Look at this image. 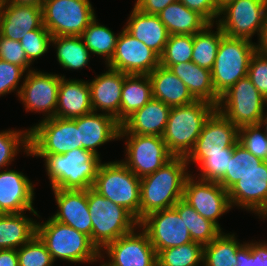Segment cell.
Segmentation results:
<instances>
[{
    "mask_svg": "<svg viewBox=\"0 0 267 266\" xmlns=\"http://www.w3.org/2000/svg\"><path fill=\"white\" fill-rule=\"evenodd\" d=\"M185 157H173L152 174L140 178V221L150 213L173 207L183 198L188 173Z\"/></svg>",
    "mask_w": 267,
    "mask_h": 266,
    "instance_id": "1",
    "label": "cell"
},
{
    "mask_svg": "<svg viewBox=\"0 0 267 266\" xmlns=\"http://www.w3.org/2000/svg\"><path fill=\"white\" fill-rule=\"evenodd\" d=\"M45 158L44 165L51 188L87 190L93 188L99 166L100 156L77 148L64 154L31 155Z\"/></svg>",
    "mask_w": 267,
    "mask_h": 266,
    "instance_id": "2",
    "label": "cell"
},
{
    "mask_svg": "<svg viewBox=\"0 0 267 266\" xmlns=\"http://www.w3.org/2000/svg\"><path fill=\"white\" fill-rule=\"evenodd\" d=\"M36 234L44 242L53 261L62 259L71 263H93L104 259L89 236L62 224L52 217L36 223Z\"/></svg>",
    "mask_w": 267,
    "mask_h": 266,
    "instance_id": "3",
    "label": "cell"
},
{
    "mask_svg": "<svg viewBox=\"0 0 267 266\" xmlns=\"http://www.w3.org/2000/svg\"><path fill=\"white\" fill-rule=\"evenodd\" d=\"M216 106L204 100L171 107L163 140L174 157H187Z\"/></svg>",
    "mask_w": 267,
    "mask_h": 266,
    "instance_id": "4",
    "label": "cell"
},
{
    "mask_svg": "<svg viewBox=\"0 0 267 266\" xmlns=\"http://www.w3.org/2000/svg\"><path fill=\"white\" fill-rule=\"evenodd\" d=\"M87 202L92 221V243L101 251L119 237L137 230L139 222L124 207L87 189Z\"/></svg>",
    "mask_w": 267,
    "mask_h": 266,
    "instance_id": "5",
    "label": "cell"
},
{
    "mask_svg": "<svg viewBox=\"0 0 267 266\" xmlns=\"http://www.w3.org/2000/svg\"><path fill=\"white\" fill-rule=\"evenodd\" d=\"M93 189L124 207L140 222V178L121 161L101 163Z\"/></svg>",
    "mask_w": 267,
    "mask_h": 266,
    "instance_id": "6",
    "label": "cell"
},
{
    "mask_svg": "<svg viewBox=\"0 0 267 266\" xmlns=\"http://www.w3.org/2000/svg\"><path fill=\"white\" fill-rule=\"evenodd\" d=\"M255 52L256 44L250 40L226 35L221 38L211 70L213 86L219 97L239 79L247 76Z\"/></svg>",
    "mask_w": 267,
    "mask_h": 266,
    "instance_id": "7",
    "label": "cell"
},
{
    "mask_svg": "<svg viewBox=\"0 0 267 266\" xmlns=\"http://www.w3.org/2000/svg\"><path fill=\"white\" fill-rule=\"evenodd\" d=\"M267 100L246 76L224 92L216 109L238 128L257 125L266 117Z\"/></svg>",
    "mask_w": 267,
    "mask_h": 266,
    "instance_id": "8",
    "label": "cell"
},
{
    "mask_svg": "<svg viewBox=\"0 0 267 266\" xmlns=\"http://www.w3.org/2000/svg\"><path fill=\"white\" fill-rule=\"evenodd\" d=\"M90 0H44L43 25L54 36H81L96 18Z\"/></svg>",
    "mask_w": 267,
    "mask_h": 266,
    "instance_id": "9",
    "label": "cell"
},
{
    "mask_svg": "<svg viewBox=\"0 0 267 266\" xmlns=\"http://www.w3.org/2000/svg\"><path fill=\"white\" fill-rule=\"evenodd\" d=\"M77 148H81V142L73 119L53 117L29 128L27 155L64 154Z\"/></svg>",
    "mask_w": 267,
    "mask_h": 266,
    "instance_id": "10",
    "label": "cell"
},
{
    "mask_svg": "<svg viewBox=\"0 0 267 266\" xmlns=\"http://www.w3.org/2000/svg\"><path fill=\"white\" fill-rule=\"evenodd\" d=\"M266 14L267 0H230L220 7L215 24L226 36L251 41L255 33L260 36Z\"/></svg>",
    "mask_w": 267,
    "mask_h": 266,
    "instance_id": "11",
    "label": "cell"
},
{
    "mask_svg": "<svg viewBox=\"0 0 267 266\" xmlns=\"http://www.w3.org/2000/svg\"><path fill=\"white\" fill-rule=\"evenodd\" d=\"M239 139V128L215 109L206 119L194 148L186 157L188 164L198 165L209 154L233 153Z\"/></svg>",
    "mask_w": 267,
    "mask_h": 266,
    "instance_id": "12",
    "label": "cell"
},
{
    "mask_svg": "<svg viewBox=\"0 0 267 266\" xmlns=\"http://www.w3.org/2000/svg\"><path fill=\"white\" fill-rule=\"evenodd\" d=\"M124 136L126 159L121 162L139 178L152 174L174 157L162 136L119 134V139Z\"/></svg>",
    "mask_w": 267,
    "mask_h": 266,
    "instance_id": "13",
    "label": "cell"
},
{
    "mask_svg": "<svg viewBox=\"0 0 267 266\" xmlns=\"http://www.w3.org/2000/svg\"><path fill=\"white\" fill-rule=\"evenodd\" d=\"M138 228L147 233L156 254L193 241L184 219L174 207L150 213L139 222Z\"/></svg>",
    "mask_w": 267,
    "mask_h": 266,
    "instance_id": "14",
    "label": "cell"
},
{
    "mask_svg": "<svg viewBox=\"0 0 267 266\" xmlns=\"http://www.w3.org/2000/svg\"><path fill=\"white\" fill-rule=\"evenodd\" d=\"M189 175L186 178L183 200L194 208L205 219L215 223L220 229L218 218L227 213L232 207L228 191L218 182L203 179H194Z\"/></svg>",
    "mask_w": 267,
    "mask_h": 266,
    "instance_id": "15",
    "label": "cell"
},
{
    "mask_svg": "<svg viewBox=\"0 0 267 266\" xmlns=\"http://www.w3.org/2000/svg\"><path fill=\"white\" fill-rule=\"evenodd\" d=\"M21 84L19 98L26 111L43 112L42 120L55 117L61 75L30 70Z\"/></svg>",
    "mask_w": 267,
    "mask_h": 266,
    "instance_id": "16",
    "label": "cell"
},
{
    "mask_svg": "<svg viewBox=\"0 0 267 266\" xmlns=\"http://www.w3.org/2000/svg\"><path fill=\"white\" fill-rule=\"evenodd\" d=\"M106 65L126 74L148 75L160 65V56L123 28L114 54Z\"/></svg>",
    "mask_w": 267,
    "mask_h": 266,
    "instance_id": "17",
    "label": "cell"
},
{
    "mask_svg": "<svg viewBox=\"0 0 267 266\" xmlns=\"http://www.w3.org/2000/svg\"><path fill=\"white\" fill-rule=\"evenodd\" d=\"M135 230L107 244L105 252L115 266H157V254L147 233Z\"/></svg>",
    "mask_w": 267,
    "mask_h": 266,
    "instance_id": "18",
    "label": "cell"
},
{
    "mask_svg": "<svg viewBox=\"0 0 267 266\" xmlns=\"http://www.w3.org/2000/svg\"><path fill=\"white\" fill-rule=\"evenodd\" d=\"M231 207L252 211L263 219L267 213V161L244 175L228 190Z\"/></svg>",
    "mask_w": 267,
    "mask_h": 266,
    "instance_id": "19",
    "label": "cell"
},
{
    "mask_svg": "<svg viewBox=\"0 0 267 266\" xmlns=\"http://www.w3.org/2000/svg\"><path fill=\"white\" fill-rule=\"evenodd\" d=\"M52 191L59 209L51 217L89 236L92 242V221L87 190L56 188Z\"/></svg>",
    "mask_w": 267,
    "mask_h": 266,
    "instance_id": "20",
    "label": "cell"
},
{
    "mask_svg": "<svg viewBox=\"0 0 267 266\" xmlns=\"http://www.w3.org/2000/svg\"><path fill=\"white\" fill-rule=\"evenodd\" d=\"M35 29H46L43 25L42 7L12 4L0 0V35L15 41Z\"/></svg>",
    "mask_w": 267,
    "mask_h": 266,
    "instance_id": "21",
    "label": "cell"
},
{
    "mask_svg": "<svg viewBox=\"0 0 267 266\" xmlns=\"http://www.w3.org/2000/svg\"><path fill=\"white\" fill-rule=\"evenodd\" d=\"M34 186L30 179L17 170L0 171V205L7 213L30 211L40 218L33 206Z\"/></svg>",
    "mask_w": 267,
    "mask_h": 266,
    "instance_id": "22",
    "label": "cell"
},
{
    "mask_svg": "<svg viewBox=\"0 0 267 266\" xmlns=\"http://www.w3.org/2000/svg\"><path fill=\"white\" fill-rule=\"evenodd\" d=\"M126 75L121 71L108 68L105 73L88 82L93 112L100 110L113 116L120 124L121 94Z\"/></svg>",
    "mask_w": 267,
    "mask_h": 266,
    "instance_id": "23",
    "label": "cell"
},
{
    "mask_svg": "<svg viewBox=\"0 0 267 266\" xmlns=\"http://www.w3.org/2000/svg\"><path fill=\"white\" fill-rule=\"evenodd\" d=\"M73 120L79 130L81 148L97 156L100 155L96 147L119 139L121 125L109 114L91 112Z\"/></svg>",
    "mask_w": 267,
    "mask_h": 266,
    "instance_id": "24",
    "label": "cell"
},
{
    "mask_svg": "<svg viewBox=\"0 0 267 266\" xmlns=\"http://www.w3.org/2000/svg\"><path fill=\"white\" fill-rule=\"evenodd\" d=\"M171 107L152 98L120 126L119 134L163 136Z\"/></svg>",
    "mask_w": 267,
    "mask_h": 266,
    "instance_id": "25",
    "label": "cell"
},
{
    "mask_svg": "<svg viewBox=\"0 0 267 266\" xmlns=\"http://www.w3.org/2000/svg\"><path fill=\"white\" fill-rule=\"evenodd\" d=\"M93 112L88 81L61 75L55 117L73 119Z\"/></svg>",
    "mask_w": 267,
    "mask_h": 266,
    "instance_id": "26",
    "label": "cell"
},
{
    "mask_svg": "<svg viewBox=\"0 0 267 266\" xmlns=\"http://www.w3.org/2000/svg\"><path fill=\"white\" fill-rule=\"evenodd\" d=\"M124 29L131 36L151 48L159 56L163 53L170 36L158 15L146 14L135 6L130 13V17Z\"/></svg>",
    "mask_w": 267,
    "mask_h": 266,
    "instance_id": "27",
    "label": "cell"
},
{
    "mask_svg": "<svg viewBox=\"0 0 267 266\" xmlns=\"http://www.w3.org/2000/svg\"><path fill=\"white\" fill-rule=\"evenodd\" d=\"M148 77L152 85L153 98L169 107H178L196 101L183 81L168 68L159 65L148 74Z\"/></svg>",
    "mask_w": 267,
    "mask_h": 266,
    "instance_id": "28",
    "label": "cell"
},
{
    "mask_svg": "<svg viewBox=\"0 0 267 266\" xmlns=\"http://www.w3.org/2000/svg\"><path fill=\"white\" fill-rule=\"evenodd\" d=\"M169 70L180 78L196 100H204L217 106L220 97L216 94L211 71L192 61L172 65Z\"/></svg>",
    "mask_w": 267,
    "mask_h": 266,
    "instance_id": "29",
    "label": "cell"
},
{
    "mask_svg": "<svg viewBox=\"0 0 267 266\" xmlns=\"http://www.w3.org/2000/svg\"><path fill=\"white\" fill-rule=\"evenodd\" d=\"M158 17L170 35H194L209 24L202 15L187 8L180 1L168 5Z\"/></svg>",
    "mask_w": 267,
    "mask_h": 266,
    "instance_id": "30",
    "label": "cell"
},
{
    "mask_svg": "<svg viewBox=\"0 0 267 266\" xmlns=\"http://www.w3.org/2000/svg\"><path fill=\"white\" fill-rule=\"evenodd\" d=\"M36 221L24 213L0 216V249H18L36 234Z\"/></svg>",
    "mask_w": 267,
    "mask_h": 266,
    "instance_id": "31",
    "label": "cell"
},
{
    "mask_svg": "<svg viewBox=\"0 0 267 266\" xmlns=\"http://www.w3.org/2000/svg\"><path fill=\"white\" fill-rule=\"evenodd\" d=\"M152 98V85L148 75L127 74L121 94L120 125Z\"/></svg>",
    "mask_w": 267,
    "mask_h": 266,
    "instance_id": "32",
    "label": "cell"
},
{
    "mask_svg": "<svg viewBox=\"0 0 267 266\" xmlns=\"http://www.w3.org/2000/svg\"><path fill=\"white\" fill-rule=\"evenodd\" d=\"M57 61L64 69H81L87 66L92 53L85 46L81 36H54Z\"/></svg>",
    "mask_w": 267,
    "mask_h": 266,
    "instance_id": "33",
    "label": "cell"
},
{
    "mask_svg": "<svg viewBox=\"0 0 267 266\" xmlns=\"http://www.w3.org/2000/svg\"><path fill=\"white\" fill-rule=\"evenodd\" d=\"M181 219H184L193 242L204 245L210 244L221 232L215 223L205 219L183 199L173 206Z\"/></svg>",
    "mask_w": 267,
    "mask_h": 266,
    "instance_id": "34",
    "label": "cell"
},
{
    "mask_svg": "<svg viewBox=\"0 0 267 266\" xmlns=\"http://www.w3.org/2000/svg\"><path fill=\"white\" fill-rule=\"evenodd\" d=\"M243 244L235 234L221 232L210 244L203 248V266H236L237 251Z\"/></svg>",
    "mask_w": 267,
    "mask_h": 266,
    "instance_id": "35",
    "label": "cell"
},
{
    "mask_svg": "<svg viewBox=\"0 0 267 266\" xmlns=\"http://www.w3.org/2000/svg\"><path fill=\"white\" fill-rule=\"evenodd\" d=\"M214 24L209 23L202 31L193 35V53L191 61L196 65L212 70L216 59L221 38L224 36L221 28L216 25L217 31H212Z\"/></svg>",
    "mask_w": 267,
    "mask_h": 266,
    "instance_id": "36",
    "label": "cell"
},
{
    "mask_svg": "<svg viewBox=\"0 0 267 266\" xmlns=\"http://www.w3.org/2000/svg\"><path fill=\"white\" fill-rule=\"evenodd\" d=\"M95 18L81 34L85 46L94 55L105 57L106 64L111 60L119 33L117 36L106 26L100 25Z\"/></svg>",
    "mask_w": 267,
    "mask_h": 266,
    "instance_id": "37",
    "label": "cell"
},
{
    "mask_svg": "<svg viewBox=\"0 0 267 266\" xmlns=\"http://www.w3.org/2000/svg\"><path fill=\"white\" fill-rule=\"evenodd\" d=\"M262 162L263 160L251 154L239 142H237L234 146L227 171L218 183L228 191L233 185L242 179L244 175L258 168Z\"/></svg>",
    "mask_w": 267,
    "mask_h": 266,
    "instance_id": "38",
    "label": "cell"
},
{
    "mask_svg": "<svg viewBox=\"0 0 267 266\" xmlns=\"http://www.w3.org/2000/svg\"><path fill=\"white\" fill-rule=\"evenodd\" d=\"M203 248L202 244L192 241L163 249L157 254V266H199L203 262Z\"/></svg>",
    "mask_w": 267,
    "mask_h": 266,
    "instance_id": "39",
    "label": "cell"
},
{
    "mask_svg": "<svg viewBox=\"0 0 267 266\" xmlns=\"http://www.w3.org/2000/svg\"><path fill=\"white\" fill-rule=\"evenodd\" d=\"M192 53L193 35H170L160 55V65L169 69L174 64L191 61Z\"/></svg>",
    "mask_w": 267,
    "mask_h": 266,
    "instance_id": "40",
    "label": "cell"
},
{
    "mask_svg": "<svg viewBox=\"0 0 267 266\" xmlns=\"http://www.w3.org/2000/svg\"><path fill=\"white\" fill-rule=\"evenodd\" d=\"M22 148L25 154L29 153V129L0 132V170L10 165Z\"/></svg>",
    "mask_w": 267,
    "mask_h": 266,
    "instance_id": "41",
    "label": "cell"
},
{
    "mask_svg": "<svg viewBox=\"0 0 267 266\" xmlns=\"http://www.w3.org/2000/svg\"><path fill=\"white\" fill-rule=\"evenodd\" d=\"M19 266H53V259L46 245L35 234L27 243L17 249Z\"/></svg>",
    "mask_w": 267,
    "mask_h": 266,
    "instance_id": "42",
    "label": "cell"
},
{
    "mask_svg": "<svg viewBox=\"0 0 267 266\" xmlns=\"http://www.w3.org/2000/svg\"><path fill=\"white\" fill-rule=\"evenodd\" d=\"M261 124L239 128L238 142L257 158L267 161V136Z\"/></svg>",
    "mask_w": 267,
    "mask_h": 266,
    "instance_id": "43",
    "label": "cell"
},
{
    "mask_svg": "<svg viewBox=\"0 0 267 266\" xmlns=\"http://www.w3.org/2000/svg\"><path fill=\"white\" fill-rule=\"evenodd\" d=\"M51 39L52 35L47 29H35L26 33L19 42L26 53L28 61L32 64L50 49Z\"/></svg>",
    "mask_w": 267,
    "mask_h": 266,
    "instance_id": "44",
    "label": "cell"
},
{
    "mask_svg": "<svg viewBox=\"0 0 267 266\" xmlns=\"http://www.w3.org/2000/svg\"><path fill=\"white\" fill-rule=\"evenodd\" d=\"M233 153H216L209 154L198 166L201 171L198 178L219 182L226 173L229 161Z\"/></svg>",
    "mask_w": 267,
    "mask_h": 266,
    "instance_id": "45",
    "label": "cell"
},
{
    "mask_svg": "<svg viewBox=\"0 0 267 266\" xmlns=\"http://www.w3.org/2000/svg\"><path fill=\"white\" fill-rule=\"evenodd\" d=\"M236 259V266H267V242H243Z\"/></svg>",
    "mask_w": 267,
    "mask_h": 266,
    "instance_id": "46",
    "label": "cell"
},
{
    "mask_svg": "<svg viewBox=\"0 0 267 266\" xmlns=\"http://www.w3.org/2000/svg\"><path fill=\"white\" fill-rule=\"evenodd\" d=\"M24 73L25 70L22 67L0 59V96L13 91H16V95L19 96L22 87V85L19 86V81Z\"/></svg>",
    "mask_w": 267,
    "mask_h": 266,
    "instance_id": "47",
    "label": "cell"
},
{
    "mask_svg": "<svg viewBox=\"0 0 267 266\" xmlns=\"http://www.w3.org/2000/svg\"><path fill=\"white\" fill-rule=\"evenodd\" d=\"M247 77L267 100V54L256 51L252 55Z\"/></svg>",
    "mask_w": 267,
    "mask_h": 266,
    "instance_id": "48",
    "label": "cell"
},
{
    "mask_svg": "<svg viewBox=\"0 0 267 266\" xmlns=\"http://www.w3.org/2000/svg\"><path fill=\"white\" fill-rule=\"evenodd\" d=\"M0 59L22 67L26 73L32 70L26 53L19 41L2 37L0 35Z\"/></svg>",
    "mask_w": 267,
    "mask_h": 266,
    "instance_id": "49",
    "label": "cell"
},
{
    "mask_svg": "<svg viewBox=\"0 0 267 266\" xmlns=\"http://www.w3.org/2000/svg\"><path fill=\"white\" fill-rule=\"evenodd\" d=\"M187 8L198 12L209 23L216 22L219 17L220 5L218 0H179ZM216 18V19H215Z\"/></svg>",
    "mask_w": 267,
    "mask_h": 266,
    "instance_id": "50",
    "label": "cell"
},
{
    "mask_svg": "<svg viewBox=\"0 0 267 266\" xmlns=\"http://www.w3.org/2000/svg\"><path fill=\"white\" fill-rule=\"evenodd\" d=\"M179 0H136L134 6L146 14L158 15L164 8Z\"/></svg>",
    "mask_w": 267,
    "mask_h": 266,
    "instance_id": "51",
    "label": "cell"
},
{
    "mask_svg": "<svg viewBox=\"0 0 267 266\" xmlns=\"http://www.w3.org/2000/svg\"><path fill=\"white\" fill-rule=\"evenodd\" d=\"M0 266H19L17 249H0Z\"/></svg>",
    "mask_w": 267,
    "mask_h": 266,
    "instance_id": "52",
    "label": "cell"
},
{
    "mask_svg": "<svg viewBox=\"0 0 267 266\" xmlns=\"http://www.w3.org/2000/svg\"><path fill=\"white\" fill-rule=\"evenodd\" d=\"M258 44H256V51L267 54V14L265 16L264 24L260 36H258Z\"/></svg>",
    "mask_w": 267,
    "mask_h": 266,
    "instance_id": "53",
    "label": "cell"
},
{
    "mask_svg": "<svg viewBox=\"0 0 267 266\" xmlns=\"http://www.w3.org/2000/svg\"><path fill=\"white\" fill-rule=\"evenodd\" d=\"M12 4H26V5H35L42 7L44 0H4Z\"/></svg>",
    "mask_w": 267,
    "mask_h": 266,
    "instance_id": "54",
    "label": "cell"
},
{
    "mask_svg": "<svg viewBox=\"0 0 267 266\" xmlns=\"http://www.w3.org/2000/svg\"><path fill=\"white\" fill-rule=\"evenodd\" d=\"M260 124L262 125V127H265L263 130H265L266 132V136H267V117H265ZM264 125V126H263Z\"/></svg>",
    "mask_w": 267,
    "mask_h": 266,
    "instance_id": "55",
    "label": "cell"
},
{
    "mask_svg": "<svg viewBox=\"0 0 267 266\" xmlns=\"http://www.w3.org/2000/svg\"><path fill=\"white\" fill-rule=\"evenodd\" d=\"M228 1H230V0H218V3L221 7L224 3L228 2Z\"/></svg>",
    "mask_w": 267,
    "mask_h": 266,
    "instance_id": "56",
    "label": "cell"
},
{
    "mask_svg": "<svg viewBox=\"0 0 267 266\" xmlns=\"http://www.w3.org/2000/svg\"><path fill=\"white\" fill-rule=\"evenodd\" d=\"M101 266H115L111 262H105L104 264H101Z\"/></svg>",
    "mask_w": 267,
    "mask_h": 266,
    "instance_id": "57",
    "label": "cell"
},
{
    "mask_svg": "<svg viewBox=\"0 0 267 266\" xmlns=\"http://www.w3.org/2000/svg\"><path fill=\"white\" fill-rule=\"evenodd\" d=\"M5 214L7 213L1 208V205H0V216L5 215Z\"/></svg>",
    "mask_w": 267,
    "mask_h": 266,
    "instance_id": "58",
    "label": "cell"
}]
</instances>
